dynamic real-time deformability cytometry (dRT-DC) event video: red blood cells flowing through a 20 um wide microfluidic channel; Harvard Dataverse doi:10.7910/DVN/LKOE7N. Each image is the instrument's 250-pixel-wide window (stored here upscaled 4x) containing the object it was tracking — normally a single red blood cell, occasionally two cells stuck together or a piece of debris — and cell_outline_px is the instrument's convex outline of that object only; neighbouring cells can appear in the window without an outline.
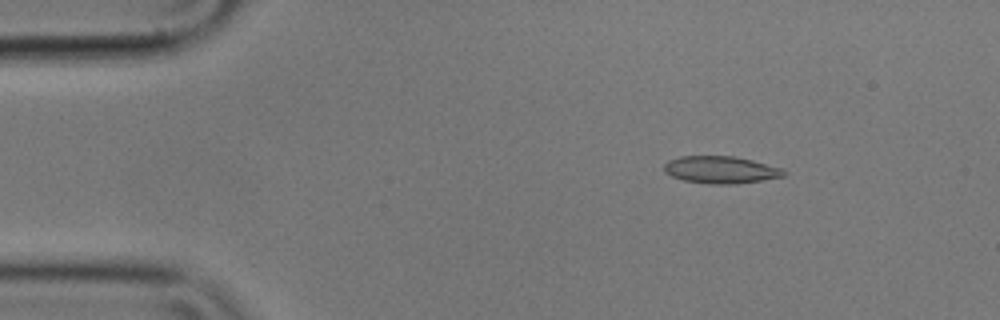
{"species": "common noctule bat (a hibernating species)", "species_latin": "Nyctalus noctula", "temperature_condition": "cold", "stored_images_in_passage": 4, "camera_frame_rate_fps": 3000, "um_per_image_px": 0.085, "animal": {"sex": "male", "body_mass_g": 17.9}, "frame": {"image": 1, "passage_image": 1, "time_ms": 0.0, "image_size_px": [1000, 320], "cell_outline_px": [[788, 172], [784, 176], [736, 184], [708, 184], [684, 180], [672, 176], [664, 172], [664, 164], [668, 160], [680, 156], [732, 156], [752, 160], [784, 168]], "centroid_in_image_um": [61.28, 14.43], "position_along_channel_um": 23.7, "area_um2": 19.07}}
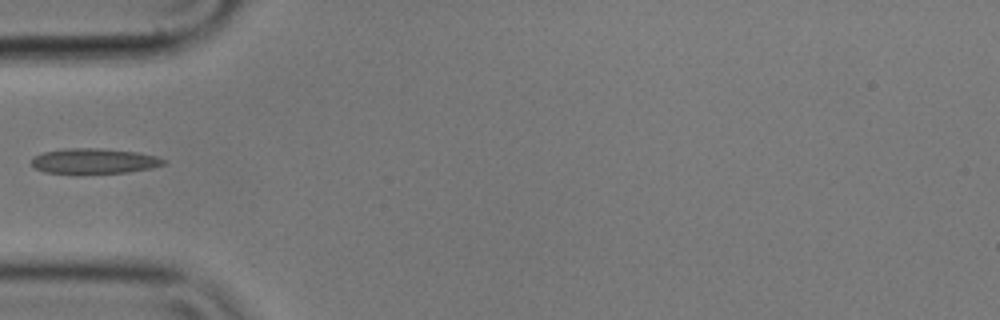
{"frame": {"image": 2, "passage_image": 4, "time_ms": 1.0, "image_size_px": [1000, 320], "cell_outline_px": [[168, 160], [164, 164], [152, 168], [128, 172], [44, 172], [36, 168], [32, 164], [32, 156], [44, 152], [64, 148], [100, 148], [140, 152], [156, 156]], "centroid_in_image_um": [8.04, 13.66], "position_along_channel_um": 77.0, "area_um2": 19.19}}